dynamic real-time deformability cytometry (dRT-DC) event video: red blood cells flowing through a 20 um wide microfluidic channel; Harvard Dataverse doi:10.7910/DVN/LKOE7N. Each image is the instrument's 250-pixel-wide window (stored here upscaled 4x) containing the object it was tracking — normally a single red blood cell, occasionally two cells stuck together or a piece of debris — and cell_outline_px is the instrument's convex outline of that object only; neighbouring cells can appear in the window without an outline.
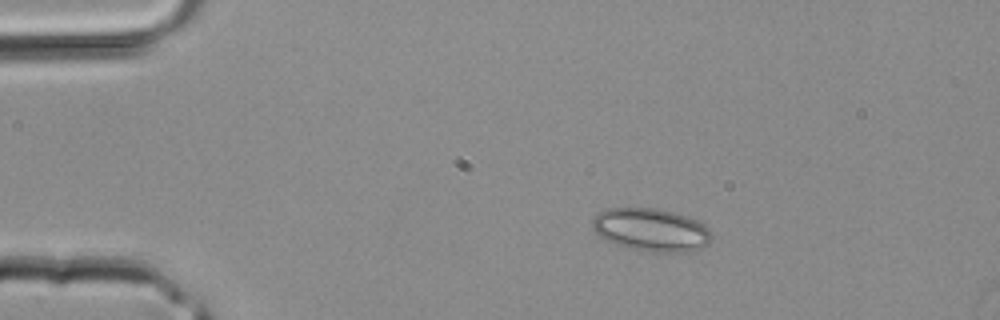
{"species": "common noctule bat (a hibernating species)", "species_latin": "Nyctalus noctula", "temperature_condition": "room temperature", "stored_images_in_passage": 3, "camera_frame_rate_fps": 3000, "um_per_image_px": 0.085, "animal": {"sex": "male", "body_mass_g": 20.4}, "frame": {"image": 1, "passage_image": 2, "time_ms": 0.333, "image_size_px": [1000, 320], "cell_outline_px": [[712, 240], [704, 248], [692, 252], [656, 252], [628, 248], [616, 244], [600, 236], [592, 228], [592, 220], [600, 212], [608, 208], [656, 208], [676, 212], [688, 216], [704, 224], [712, 232]], "centroid_in_image_um": [55.42, 19.54], "position_along_channel_um": 29.6, "area_um2": 30.11}}